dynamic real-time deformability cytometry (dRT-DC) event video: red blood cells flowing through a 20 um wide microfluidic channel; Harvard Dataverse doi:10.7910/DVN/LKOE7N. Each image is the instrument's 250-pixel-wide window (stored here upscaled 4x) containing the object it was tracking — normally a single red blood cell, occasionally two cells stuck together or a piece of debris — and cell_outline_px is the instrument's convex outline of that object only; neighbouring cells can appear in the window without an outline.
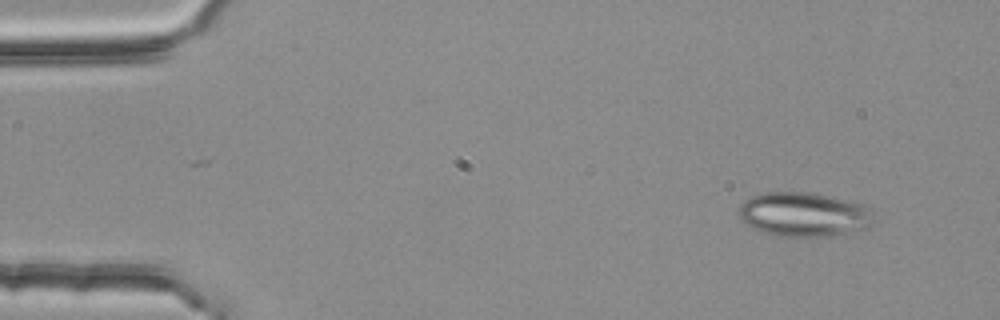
{"species": "common noctule bat (a hibernating species)", "species_latin": "Nyctalus noctula", "temperature_condition": "room temperature", "stored_images_in_passage": 2, "camera_frame_rate_fps": 3000, "um_per_image_px": 0.085, "animal": {"sex": "female", "body_mass_g": 25.1}, "frame": {"image": 1, "passage_image": 2, "time_ms": 0.333, "image_size_px": [1000, 320], "cell_outline_px": [[872, 224], [868, 228], [824, 236], [776, 236], [752, 228], [740, 216], [740, 204], [748, 196], [768, 192], [808, 192], [844, 200], [860, 204], [864, 208]], "centroid_in_image_um": [68.21, 18.22], "position_along_channel_um": 16.8, "area_um2": 33.76}}